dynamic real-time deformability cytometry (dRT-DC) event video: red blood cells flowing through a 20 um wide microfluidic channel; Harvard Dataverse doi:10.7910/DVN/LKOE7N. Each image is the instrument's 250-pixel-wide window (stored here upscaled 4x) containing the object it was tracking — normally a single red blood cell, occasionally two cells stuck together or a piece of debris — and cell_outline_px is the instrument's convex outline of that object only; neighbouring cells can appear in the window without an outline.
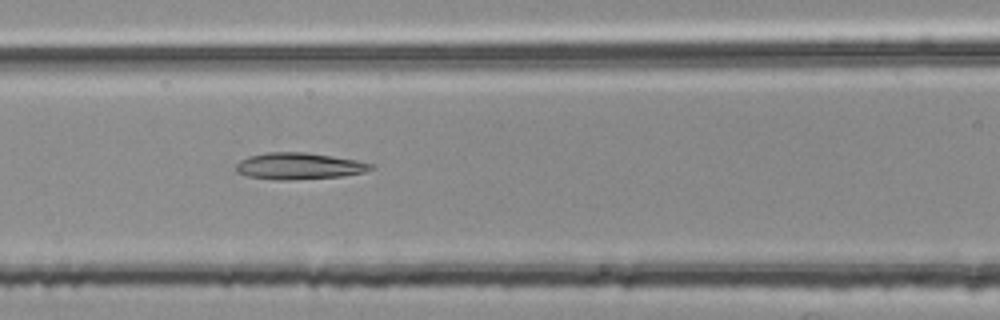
{"species": "common noctule bat (a hibernating species)", "species_latin": "Nyctalus noctula", "temperature_condition": "room temperature", "stored_images_in_passage": 36, "camera_frame_rate_fps": 3000, "um_per_image_px": 0.085, "animal": {"sex": "female", "body_mass_g": 25.1}, "frame": {"image": 1, "passage_image": 11, "time_ms": 3.333, "image_size_px": [1000, 320], "cell_outline_px": [[376, 168], [364, 172], [340, 176], [280, 180], [276, 180], [248, 176], [236, 172], [236, 164], [240, 160], [248, 156], [268, 152], [304, 152], [332, 156], [356, 160], [372, 164]], "centroid_in_image_um": [25.39, 14.1], "position_along_channel_um": 141.2, "area_um2": 20.69}}
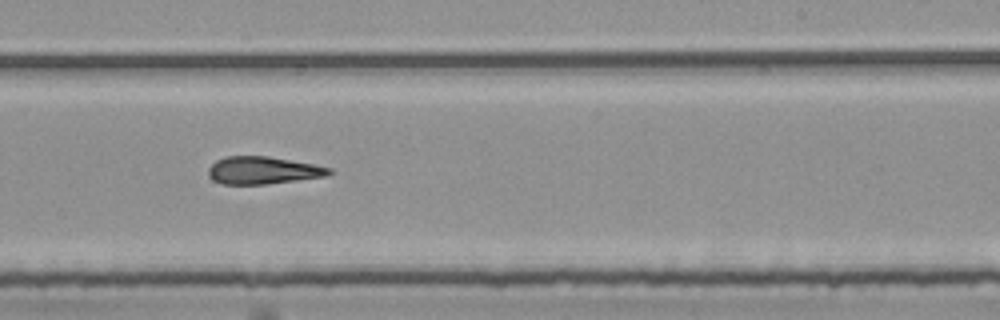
{"frame": {"image": 2, "passage_image": 21, "time_ms": 6.667, "image_size_px": [1000, 320], "cell_outline_px": [[332, 172], [324, 176], [296, 180], [264, 184], [220, 184], [212, 180], [208, 176], [208, 168], [216, 160], [224, 156], [268, 156], [316, 164], [332, 168]], "centroid_in_image_um": [22.31, 14.47], "position_along_channel_um": 266.7, "area_um2": 19.42}}
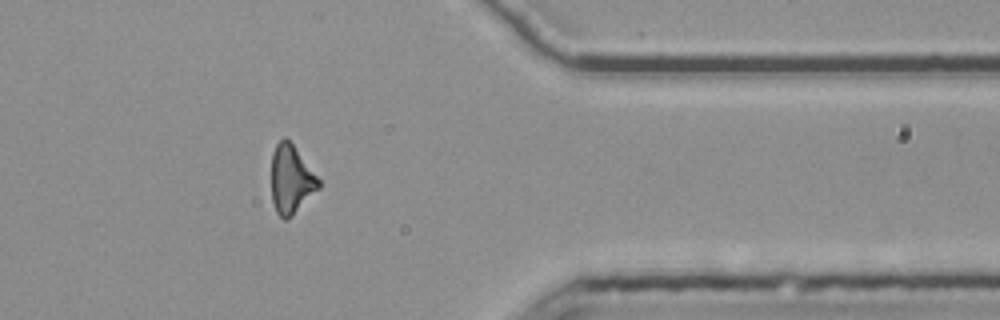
{"frame": {"image": 3, "passage_image": 32, "time_ms": 10.333, "image_size_px": [1000, 320], "cell_outline_px": [[320, 188], [288, 220], [284, 220], [276, 212], [272, 200], [272, 152], [276, 144], [284, 136], [292, 144], [320, 180]], "centroid_in_image_um": [24.74, 15.28], "position_along_channel_um": 386.7, "area_um2": 18.73}, "authors_computed_cell_mechanics": {"area_um2": 19.7676, "velocity_mm_per_s": 3.7715, "shape_relaxation_time_tau1_ms": null, "shape_relaxation_time_tau2_ms": 3.9255, "deformation_change_tau1": null, "deformation_change_tau2": 0.1632}}